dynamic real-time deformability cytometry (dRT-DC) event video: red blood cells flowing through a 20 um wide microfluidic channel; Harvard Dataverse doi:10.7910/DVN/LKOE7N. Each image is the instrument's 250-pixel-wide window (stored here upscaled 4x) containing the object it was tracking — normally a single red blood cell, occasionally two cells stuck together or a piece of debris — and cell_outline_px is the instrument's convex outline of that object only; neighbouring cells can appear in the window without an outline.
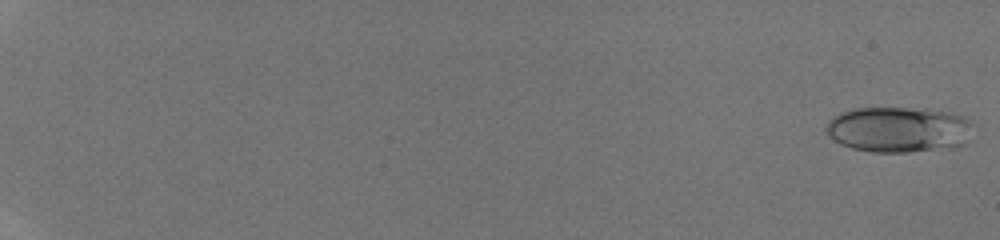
{"species": "human", "species_latin": "Homo sapiens", "temperature_condition": "room temperature", "stored_images_in_passage": 59, "camera_frame_rate_fps": 3000, "um_per_image_px": 0.085, "donor": {"sex": "male"}, "frame": {"image": 1, "passage_image": 1, "time_ms": 0.0, "image_size_px": [1000, 240], "cell_outline_px": [[968, 124], [964, 144], [952, 148], [908, 152], [872, 152], [852, 148], [840, 144], [828, 136], [824, 128], [828, 120], [832, 116], [840, 112], [852, 108], [904, 108], [952, 112], [964, 116], [968, 120]], "centroid_in_image_um": [76.27, 11.01], "position_along_channel_um": 8.7, "area_um2": 38.9}}
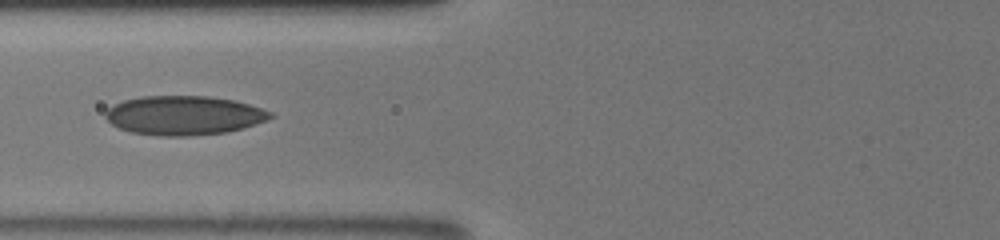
{"frame": {"image": 2, "passage_image": 24, "time_ms": 8.333, "image_size_px": [1000, 240], "cell_outline_px": [[276, 116], [268, 120], [244, 128], [224, 132], [188, 136], [160, 136], [132, 132], [120, 128], [112, 124], [104, 116], [104, 112], [108, 108], [124, 100], [140, 96], [208, 96], [236, 100], [272, 112]], "centroid_in_image_um": [15.65, 9.8], "position_along_channel_um": 110.1, "area_um2": 37.69}}
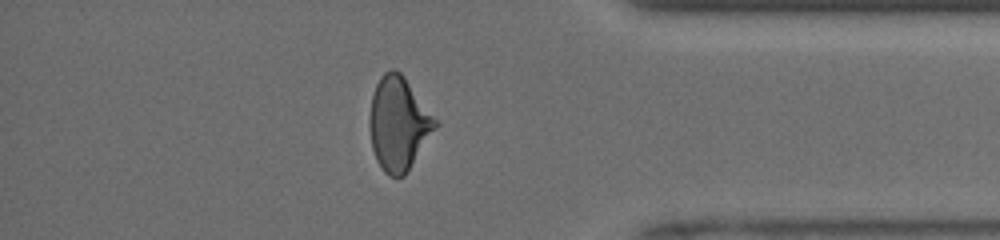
{"frame": {"image": 3, "passage_image": 50, "time_ms": 15.667, "image_size_px": [1000, 240], "cell_outline_px": [[440, 124], [404, 176], [388, 176], [384, 172], [376, 160], [372, 148], [368, 124], [368, 120], [372, 96], [376, 84], [380, 76], [384, 72], [392, 68], [400, 72], [404, 76], [440, 120]], "centroid_in_image_um": [33.9, 10.49], "position_along_channel_um": 401.3, "area_um2": 36.47}, "authors_computed_cell_mechanics": {"area_um2": 36.0094, "velocity_mm_per_s": 4.1448, "shape_relaxation_time_tau1_ms": 8.2052, "shape_relaxation_time_tau2_ms": 1.3748, "deformation_change_tau1": 0.2154, "deformation_change_tau2": 0.086}}